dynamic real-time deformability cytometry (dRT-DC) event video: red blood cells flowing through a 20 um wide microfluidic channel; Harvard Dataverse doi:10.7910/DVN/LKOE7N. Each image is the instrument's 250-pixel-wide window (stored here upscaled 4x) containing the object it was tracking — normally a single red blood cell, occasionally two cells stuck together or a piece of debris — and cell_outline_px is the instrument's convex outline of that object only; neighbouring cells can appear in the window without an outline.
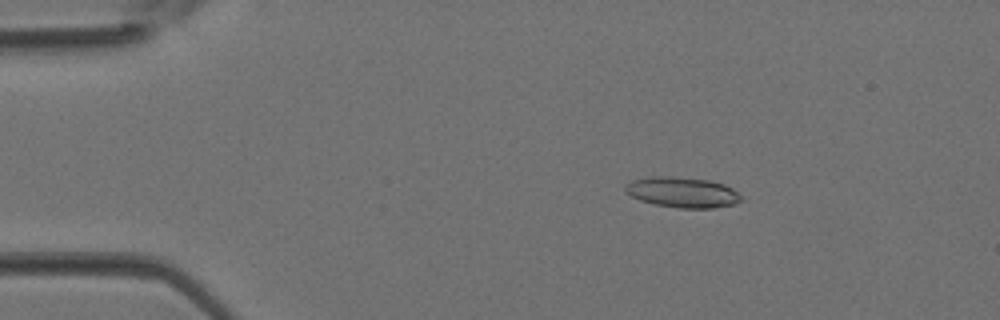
{"species": "Egyptian fruit bat (a non-hibernating species)", "species_latin": "Rousettus aegyptiacus", "temperature_condition": "room temperature", "stored_images_in_passage": 3, "camera_frame_rate_fps": 3000, "um_per_image_px": 0.085, "animal": {"sex": "female"}, "frame": {"image": 1, "passage_image": 2, "time_ms": 0.333, "image_size_px": [1000, 320], "cell_outline_px": [[744, 200], [736, 204], [712, 208], [680, 208], [656, 204], [640, 200], [624, 192], [624, 184], [632, 180], [652, 176], [672, 176], [708, 180], [724, 184], [732, 188]], "centroid_in_image_um": [57.99, 16.34], "position_along_channel_um": 27.0, "area_um2": 20.63}}